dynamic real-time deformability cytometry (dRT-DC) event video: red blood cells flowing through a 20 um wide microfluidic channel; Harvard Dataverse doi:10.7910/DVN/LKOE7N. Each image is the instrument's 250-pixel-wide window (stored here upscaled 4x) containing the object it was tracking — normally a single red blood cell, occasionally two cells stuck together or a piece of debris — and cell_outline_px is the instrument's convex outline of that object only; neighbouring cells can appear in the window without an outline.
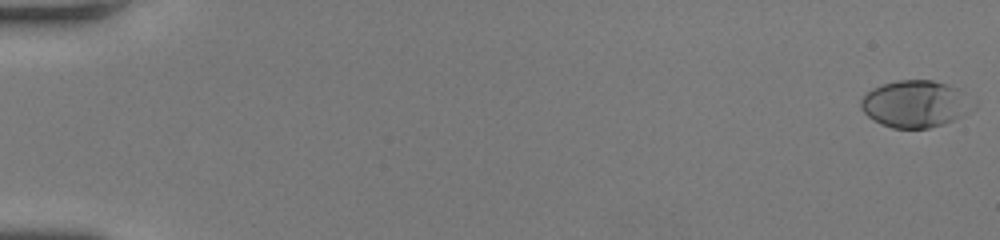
{"species": "human", "species_latin": "Homo sapiens", "temperature_condition": "room temperature", "stored_images_in_passage": 2, "camera_frame_rate_fps": 3000, "um_per_image_px": 0.085, "donor": {"sex": "female"}, "frame": {"image": 1, "passage_image": 1, "time_ms": 0.0, "image_size_px": [1000, 240], "cell_outline_px": [[968, 96], [960, 116], [952, 120], [928, 128], [892, 128], [880, 124], [868, 116], [860, 108], [860, 100], [872, 88], [884, 84], [900, 80], [932, 80], [948, 84], [964, 92]], "centroid_in_image_um": [77.65, 8.82], "position_along_channel_um": 7.3, "area_um2": 29.59}}